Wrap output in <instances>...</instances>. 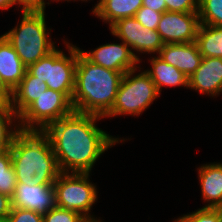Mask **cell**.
Listing matches in <instances>:
<instances>
[{"instance_id": "6da1fadb", "label": "cell", "mask_w": 222, "mask_h": 222, "mask_svg": "<svg viewBox=\"0 0 222 222\" xmlns=\"http://www.w3.org/2000/svg\"><path fill=\"white\" fill-rule=\"evenodd\" d=\"M101 118L73 110L43 130L50 140L60 172L89 173L102 153L122 142L96 126Z\"/></svg>"}, {"instance_id": "7a4b0ae2", "label": "cell", "mask_w": 222, "mask_h": 222, "mask_svg": "<svg viewBox=\"0 0 222 222\" xmlns=\"http://www.w3.org/2000/svg\"><path fill=\"white\" fill-rule=\"evenodd\" d=\"M10 152L17 183L53 185L61 173L50 140L43 131L20 129Z\"/></svg>"}, {"instance_id": "3957f363", "label": "cell", "mask_w": 222, "mask_h": 222, "mask_svg": "<svg viewBox=\"0 0 222 222\" xmlns=\"http://www.w3.org/2000/svg\"><path fill=\"white\" fill-rule=\"evenodd\" d=\"M123 75L90 62L78 48L73 110L104 118L114 105Z\"/></svg>"}, {"instance_id": "277c9868", "label": "cell", "mask_w": 222, "mask_h": 222, "mask_svg": "<svg viewBox=\"0 0 222 222\" xmlns=\"http://www.w3.org/2000/svg\"><path fill=\"white\" fill-rule=\"evenodd\" d=\"M20 25L3 34L28 68L56 48L48 37L45 10H22ZM49 38V39H48Z\"/></svg>"}, {"instance_id": "5b68a950", "label": "cell", "mask_w": 222, "mask_h": 222, "mask_svg": "<svg viewBox=\"0 0 222 222\" xmlns=\"http://www.w3.org/2000/svg\"><path fill=\"white\" fill-rule=\"evenodd\" d=\"M69 57L56 48L49 55L30 65L27 70L37 79L47 84L49 89L62 92L70 101L75 88V71L78 47L65 43Z\"/></svg>"}, {"instance_id": "8992f818", "label": "cell", "mask_w": 222, "mask_h": 222, "mask_svg": "<svg viewBox=\"0 0 222 222\" xmlns=\"http://www.w3.org/2000/svg\"><path fill=\"white\" fill-rule=\"evenodd\" d=\"M135 71L133 69L123 75L114 105L105 117L140 115L160 95L145 71L133 77Z\"/></svg>"}, {"instance_id": "52a82bcc", "label": "cell", "mask_w": 222, "mask_h": 222, "mask_svg": "<svg viewBox=\"0 0 222 222\" xmlns=\"http://www.w3.org/2000/svg\"><path fill=\"white\" fill-rule=\"evenodd\" d=\"M89 173L61 172L54 185L56 206L75 211L89 222H101L89 213L97 200V188L89 182Z\"/></svg>"}, {"instance_id": "ba28073f", "label": "cell", "mask_w": 222, "mask_h": 222, "mask_svg": "<svg viewBox=\"0 0 222 222\" xmlns=\"http://www.w3.org/2000/svg\"><path fill=\"white\" fill-rule=\"evenodd\" d=\"M72 111L71 101L62 92L48 88L18 116V125L21 130L43 131Z\"/></svg>"}, {"instance_id": "9c48e42d", "label": "cell", "mask_w": 222, "mask_h": 222, "mask_svg": "<svg viewBox=\"0 0 222 222\" xmlns=\"http://www.w3.org/2000/svg\"><path fill=\"white\" fill-rule=\"evenodd\" d=\"M112 35L117 36L131 51L140 53H159L164 46L161 35L157 30L144 27L134 17L122 18L110 26Z\"/></svg>"}, {"instance_id": "30bf717a", "label": "cell", "mask_w": 222, "mask_h": 222, "mask_svg": "<svg viewBox=\"0 0 222 222\" xmlns=\"http://www.w3.org/2000/svg\"><path fill=\"white\" fill-rule=\"evenodd\" d=\"M198 13L163 12L157 31L166 43H191L196 40L200 26Z\"/></svg>"}, {"instance_id": "8fae6325", "label": "cell", "mask_w": 222, "mask_h": 222, "mask_svg": "<svg viewBox=\"0 0 222 222\" xmlns=\"http://www.w3.org/2000/svg\"><path fill=\"white\" fill-rule=\"evenodd\" d=\"M79 51L90 61L106 69L126 73L137 68L139 57L129 46L122 43H107L99 46L92 52Z\"/></svg>"}, {"instance_id": "7c38bea8", "label": "cell", "mask_w": 222, "mask_h": 222, "mask_svg": "<svg viewBox=\"0 0 222 222\" xmlns=\"http://www.w3.org/2000/svg\"><path fill=\"white\" fill-rule=\"evenodd\" d=\"M11 202L12 208L31 210L43 216L56 206L54 185L16 183Z\"/></svg>"}, {"instance_id": "4fadbf2b", "label": "cell", "mask_w": 222, "mask_h": 222, "mask_svg": "<svg viewBox=\"0 0 222 222\" xmlns=\"http://www.w3.org/2000/svg\"><path fill=\"white\" fill-rule=\"evenodd\" d=\"M159 58L176 67L189 79L199 67L202 55L197 44L191 43H166L159 51Z\"/></svg>"}, {"instance_id": "5bb4252c", "label": "cell", "mask_w": 222, "mask_h": 222, "mask_svg": "<svg viewBox=\"0 0 222 222\" xmlns=\"http://www.w3.org/2000/svg\"><path fill=\"white\" fill-rule=\"evenodd\" d=\"M188 88L212 97L222 92V58L202 57L201 63L189 78Z\"/></svg>"}, {"instance_id": "9a60e30c", "label": "cell", "mask_w": 222, "mask_h": 222, "mask_svg": "<svg viewBox=\"0 0 222 222\" xmlns=\"http://www.w3.org/2000/svg\"><path fill=\"white\" fill-rule=\"evenodd\" d=\"M198 170L203 200L209 203L204 208L222 209V164H205Z\"/></svg>"}, {"instance_id": "2e32d148", "label": "cell", "mask_w": 222, "mask_h": 222, "mask_svg": "<svg viewBox=\"0 0 222 222\" xmlns=\"http://www.w3.org/2000/svg\"><path fill=\"white\" fill-rule=\"evenodd\" d=\"M27 67L6 40L0 36V74L3 83L12 91L24 78Z\"/></svg>"}, {"instance_id": "e0dca14e", "label": "cell", "mask_w": 222, "mask_h": 222, "mask_svg": "<svg viewBox=\"0 0 222 222\" xmlns=\"http://www.w3.org/2000/svg\"><path fill=\"white\" fill-rule=\"evenodd\" d=\"M48 89L43 81L34 77L28 70L22 81L12 90L9 106L19 116L31 103Z\"/></svg>"}, {"instance_id": "ac0fdd59", "label": "cell", "mask_w": 222, "mask_h": 222, "mask_svg": "<svg viewBox=\"0 0 222 222\" xmlns=\"http://www.w3.org/2000/svg\"><path fill=\"white\" fill-rule=\"evenodd\" d=\"M142 4L143 0H99L92 12L111 26L119 19L134 17Z\"/></svg>"}, {"instance_id": "d6986e66", "label": "cell", "mask_w": 222, "mask_h": 222, "mask_svg": "<svg viewBox=\"0 0 222 222\" xmlns=\"http://www.w3.org/2000/svg\"><path fill=\"white\" fill-rule=\"evenodd\" d=\"M151 65V70H146L145 72L151 77L159 93L162 86L188 87L189 79L186 75L176 67L161 60L158 56L151 59Z\"/></svg>"}, {"instance_id": "ffe728a7", "label": "cell", "mask_w": 222, "mask_h": 222, "mask_svg": "<svg viewBox=\"0 0 222 222\" xmlns=\"http://www.w3.org/2000/svg\"><path fill=\"white\" fill-rule=\"evenodd\" d=\"M195 43L202 57L222 58V26L200 24Z\"/></svg>"}, {"instance_id": "44dd1931", "label": "cell", "mask_w": 222, "mask_h": 222, "mask_svg": "<svg viewBox=\"0 0 222 222\" xmlns=\"http://www.w3.org/2000/svg\"><path fill=\"white\" fill-rule=\"evenodd\" d=\"M17 121L18 116L13 112L8 102H0V150L10 149L13 140L20 130L15 125L14 131L12 127L13 119ZM10 129V130H9Z\"/></svg>"}, {"instance_id": "7402d4cb", "label": "cell", "mask_w": 222, "mask_h": 222, "mask_svg": "<svg viewBox=\"0 0 222 222\" xmlns=\"http://www.w3.org/2000/svg\"><path fill=\"white\" fill-rule=\"evenodd\" d=\"M16 183V174L12 166L10 149L0 150V193L11 198Z\"/></svg>"}, {"instance_id": "603a6c76", "label": "cell", "mask_w": 222, "mask_h": 222, "mask_svg": "<svg viewBox=\"0 0 222 222\" xmlns=\"http://www.w3.org/2000/svg\"><path fill=\"white\" fill-rule=\"evenodd\" d=\"M200 23L222 26V0H199Z\"/></svg>"}, {"instance_id": "cb8c5ba5", "label": "cell", "mask_w": 222, "mask_h": 222, "mask_svg": "<svg viewBox=\"0 0 222 222\" xmlns=\"http://www.w3.org/2000/svg\"><path fill=\"white\" fill-rule=\"evenodd\" d=\"M175 222H222V209L202 207L196 212L178 218Z\"/></svg>"}, {"instance_id": "d4e9b609", "label": "cell", "mask_w": 222, "mask_h": 222, "mask_svg": "<svg viewBox=\"0 0 222 222\" xmlns=\"http://www.w3.org/2000/svg\"><path fill=\"white\" fill-rule=\"evenodd\" d=\"M43 222H89L81 214L55 206L43 215Z\"/></svg>"}, {"instance_id": "484cf974", "label": "cell", "mask_w": 222, "mask_h": 222, "mask_svg": "<svg viewBox=\"0 0 222 222\" xmlns=\"http://www.w3.org/2000/svg\"><path fill=\"white\" fill-rule=\"evenodd\" d=\"M163 13L151 10L148 7L142 6L134 15V18L144 27L150 30H157Z\"/></svg>"}, {"instance_id": "4316f807", "label": "cell", "mask_w": 222, "mask_h": 222, "mask_svg": "<svg viewBox=\"0 0 222 222\" xmlns=\"http://www.w3.org/2000/svg\"><path fill=\"white\" fill-rule=\"evenodd\" d=\"M166 11L198 13L199 0H164Z\"/></svg>"}, {"instance_id": "83f0119b", "label": "cell", "mask_w": 222, "mask_h": 222, "mask_svg": "<svg viewBox=\"0 0 222 222\" xmlns=\"http://www.w3.org/2000/svg\"><path fill=\"white\" fill-rule=\"evenodd\" d=\"M7 222H43V216L31 210L12 208Z\"/></svg>"}, {"instance_id": "f1b7e54d", "label": "cell", "mask_w": 222, "mask_h": 222, "mask_svg": "<svg viewBox=\"0 0 222 222\" xmlns=\"http://www.w3.org/2000/svg\"><path fill=\"white\" fill-rule=\"evenodd\" d=\"M22 10H45L44 0H15Z\"/></svg>"}, {"instance_id": "f546056e", "label": "cell", "mask_w": 222, "mask_h": 222, "mask_svg": "<svg viewBox=\"0 0 222 222\" xmlns=\"http://www.w3.org/2000/svg\"><path fill=\"white\" fill-rule=\"evenodd\" d=\"M12 209L11 198L0 193V217L7 218Z\"/></svg>"}, {"instance_id": "4dcf8cb0", "label": "cell", "mask_w": 222, "mask_h": 222, "mask_svg": "<svg viewBox=\"0 0 222 222\" xmlns=\"http://www.w3.org/2000/svg\"><path fill=\"white\" fill-rule=\"evenodd\" d=\"M142 6L148 7L156 12H166V3L164 0H143Z\"/></svg>"}, {"instance_id": "1f68e13d", "label": "cell", "mask_w": 222, "mask_h": 222, "mask_svg": "<svg viewBox=\"0 0 222 222\" xmlns=\"http://www.w3.org/2000/svg\"><path fill=\"white\" fill-rule=\"evenodd\" d=\"M12 91L3 83L0 74V102H8Z\"/></svg>"}, {"instance_id": "d6a6232c", "label": "cell", "mask_w": 222, "mask_h": 222, "mask_svg": "<svg viewBox=\"0 0 222 222\" xmlns=\"http://www.w3.org/2000/svg\"><path fill=\"white\" fill-rule=\"evenodd\" d=\"M14 4H17L15 0H0V9H8Z\"/></svg>"}, {"instance_id": "836d02e7", "label": "cell", "mask_w": 222, "mask_h": 222, "mask_svg": "<svg viewBox=\"0 0 222 222\" xmlns=\"http://www.w3.org/2000/svg\"><path fill=\"white\" fill-rule=\"evenodd\" d=\"M0 222H7V218H1L0 217Z\"/></svg>"}]
</instances>
